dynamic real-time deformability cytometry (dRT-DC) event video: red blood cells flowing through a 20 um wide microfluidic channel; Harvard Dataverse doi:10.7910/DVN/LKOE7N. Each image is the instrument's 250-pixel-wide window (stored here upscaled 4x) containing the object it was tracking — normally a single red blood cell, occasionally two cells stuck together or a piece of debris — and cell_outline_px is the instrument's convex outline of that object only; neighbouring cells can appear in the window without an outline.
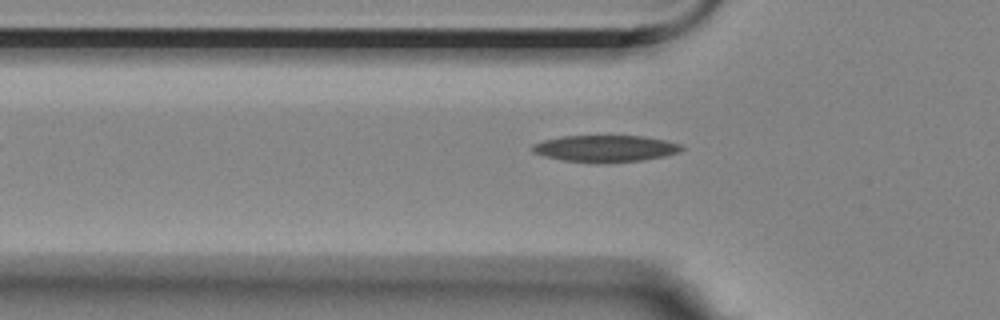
{"species": "Egyptian fruit bat (a non-hibernating species)", "species_latin": "Rousettus aegyptiacus", "temperature_condition": "room temperature", "stored_images_in_passage": 29, "camera_frame_rate_fps": 3000, "um_per_image_px": 0.085, "animal": {"sex": "female"}, "frame": {"image": 1, "passage_image": 2, "time_ms": 0.333, "image_size_px": [1000, 320], "cell_outline_px": [[684, 148], [680, 152], [664, 156], [640, 160], [596, 164], [564, 160], [544, 156], [532, 152], [532, 144], [544, 140], [560, 136], [644, 136], [664, 140], [680, 144]], "centroid_in_image_um": [51.43, 12.63], "position_along_channel_um": 74.4, "area_um2": 23.29}}
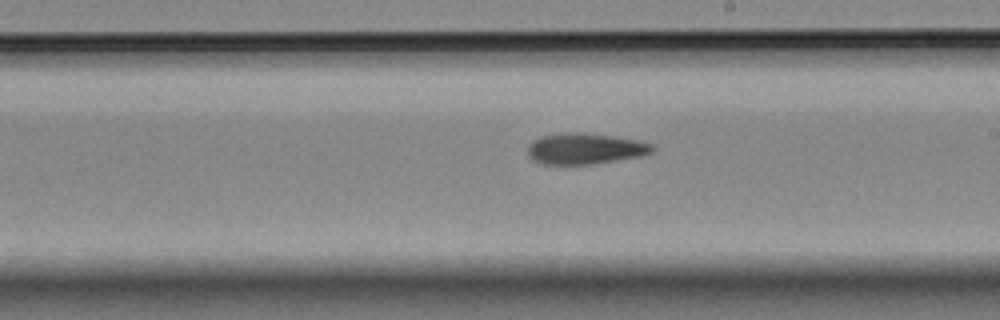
{"frame": {"image": 2, "passage_image": 16, "time_ms": 5.0, "image_size_px": [1000, 320], "cell_outline_px": [[656, 148], [652, 152], [640, 156], [592, 164], [544, 164], [532, 160], [528, 156], [528, 144], [532, 140], [540, 136], [564, 132], [584, 132], [616, 136], [640, 140], [652, 144]], "centroid_in_image_um": [49.72, 12.62], "position_along_channel_um": 239.3, "area_um2": 22.83}}
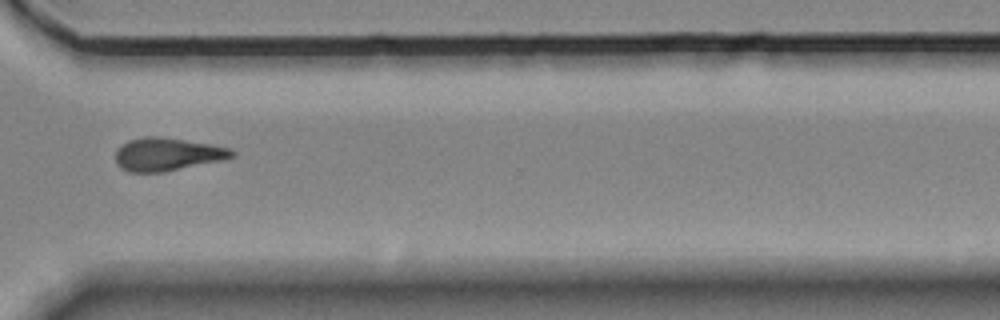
{"frame": {"image": 3, "passage_image": 26, "time_ms": 8.333, "image_size_px": [1000, 320], "cell_outline_px": [[236, 156], [220, 160], [164, 172], [128, 172], [120, 168], [116, 164], [116, 152], [128, 140], [144, 136], [160, 136], [212, 144], [232, 148], [236, 152]], "centroid_in_image_um": [14.24, 13.11], "position_along_channel_um": 356.4, "area_um2": 22.43}, "authors_computed_cell_mechanics": {"area_um2": 22.1952, "velocity_mm_per_s": 3.511, "shape_relaxation_time_tau1_ms": 8.9429, "shape_relaxation_time_tau2_ms": null, "deformation_change_tau1": 0.2113, "deformation_change_tau2": null}}